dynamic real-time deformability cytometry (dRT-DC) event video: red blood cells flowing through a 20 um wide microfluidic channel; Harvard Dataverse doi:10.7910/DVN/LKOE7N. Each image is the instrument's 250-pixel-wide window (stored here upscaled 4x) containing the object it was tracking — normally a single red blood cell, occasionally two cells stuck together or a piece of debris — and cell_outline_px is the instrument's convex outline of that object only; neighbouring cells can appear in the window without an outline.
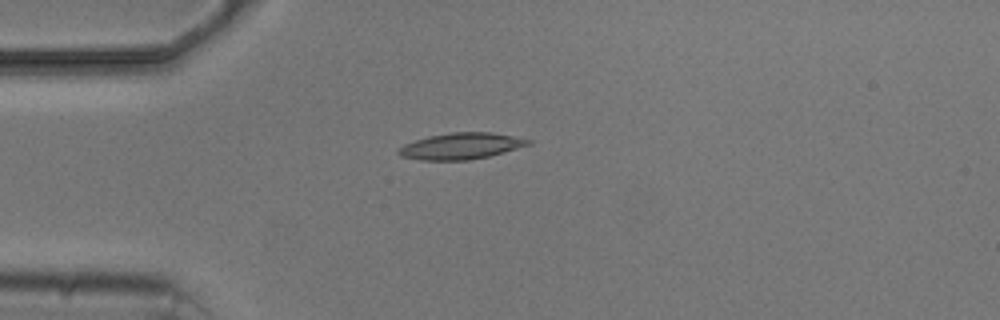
{"species": "common noctule bat (a hibernating species)", "species_latin": "Nyctalus noctula", "temperature_condition": "cold", "stored_images_in_passage": 6, "camera_frame_rate_fps": 3000, "um_per_image_px": 0.085, "animal": {"sex": "male", "body_mass_g": 20.5, "forearm_length_mm": 52.5}, "frame": {"image": 1, "passage_image": 4, "time_ms": 3.667, "image_size_px": [1000, 320], "cell_outline_px": [[532, 144], [504, 152], [488, 156], [468, 160], [420, 160], [400, 156], [396, 152], [404, 144], [428, 136], [452, 132], [492, 132], [532, 140]], "centroid_in_image_um": [39.19, 12.41], "position_along_channel_um": 45.8, "area_um2": 19.83}}
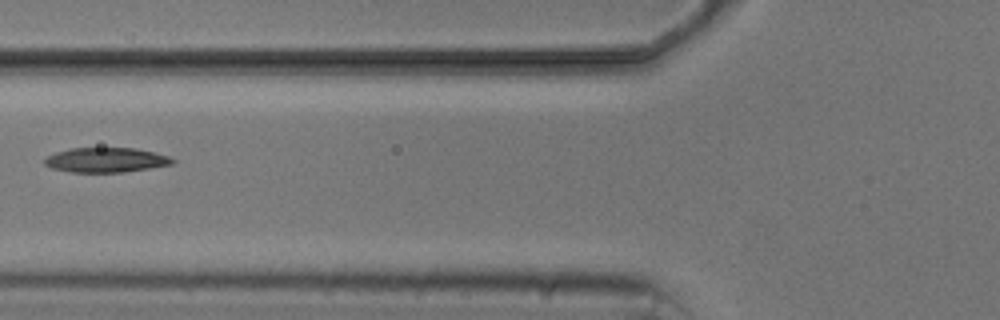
{"frame": {"image": 2, "passage_image": 6, "time_ms": 6.0, "image_size_px": [1000, 320], "cell_outline_px": [[176, 160], [172, 164], [124, 172], [72, 172], [52, 168], [44, 164], [44, 160], [48, 156], [56, 152], [72, 148], [136, 148], [168, 156]], "centroid_in_image_um": [9.0, 13.6], "position_along_channel_um": 116.8, "area_um2": 18.21}}